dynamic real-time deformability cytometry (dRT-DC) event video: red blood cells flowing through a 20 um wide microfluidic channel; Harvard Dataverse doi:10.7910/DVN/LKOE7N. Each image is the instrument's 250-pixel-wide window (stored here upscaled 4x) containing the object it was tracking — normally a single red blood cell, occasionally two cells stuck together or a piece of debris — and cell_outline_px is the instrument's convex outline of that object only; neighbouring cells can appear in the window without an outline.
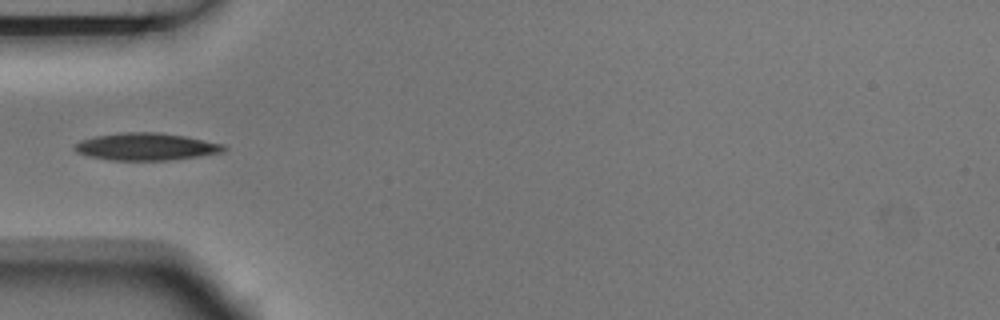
{"species": "Egyptian fruit bat (a non-hibernating species)", "species_latin": "Rousettus aegyptiacus", "temperature_condition": "room temperature", "stored_images_in_passage": 6, "camera_frame_rate_fps": 3000, "um_per_image_px": 0.085, "animal": {"sex": "male"}, "frame": {"image": 1, "passage_image": 6, "time_ms": 1.667, "image_size_px": [1000, 320], "cell_outline_px": [[228, 148], [224, 152], [168, 160], [112, 160], [88, 156], [76, 152], [72, 148], [80, 140], [96, 136], [120, 132], [156, 132], [184, 136], [224, 144]], "centroid_in_image_um": [12.4, 12.46], "position_along_channel_um": 72.6, "area_um2": 23.64}}